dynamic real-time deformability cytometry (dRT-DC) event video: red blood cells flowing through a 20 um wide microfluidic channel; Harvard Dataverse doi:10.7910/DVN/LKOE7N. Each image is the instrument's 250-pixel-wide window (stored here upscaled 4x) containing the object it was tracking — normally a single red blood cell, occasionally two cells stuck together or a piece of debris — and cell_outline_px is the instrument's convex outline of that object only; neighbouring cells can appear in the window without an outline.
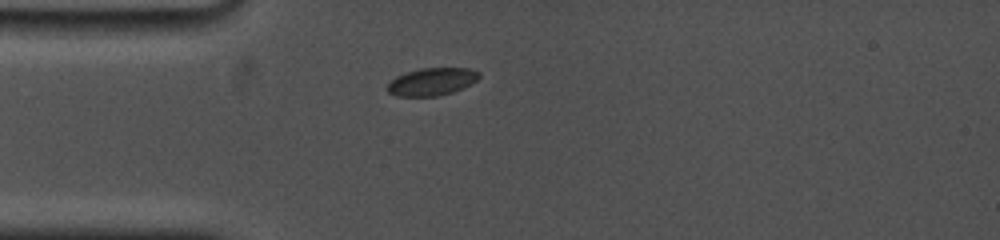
{"species": "common noctule bat (a hibernating species)", "species_latin": "Nyctalus noctula", "temperature_condition": "cold", "stored_images_in_passage": 46, "camera_frame_rate_fps": 5000, "um_per_image_px": 0.085, "animal": {"sex": "female", "body_mass_g": 19.0, "forearm_length_mm": 53.3}, "frame": {"image": 1, "passage_image": 1, "time_ms": 0.0, "image_size_px": [1000, 240], "cell_outline_px": [[480, 76], [476, 80], [452, 92], [436, 96], [396, 96], [388, 92], [388, 84], [396, 76], [420, 68], [468, 68], [480, 72]], "centroid_in_image_um": [36.69, 6.93], "position_along_channel_um": 48.3, "area_um2": 14.45}}
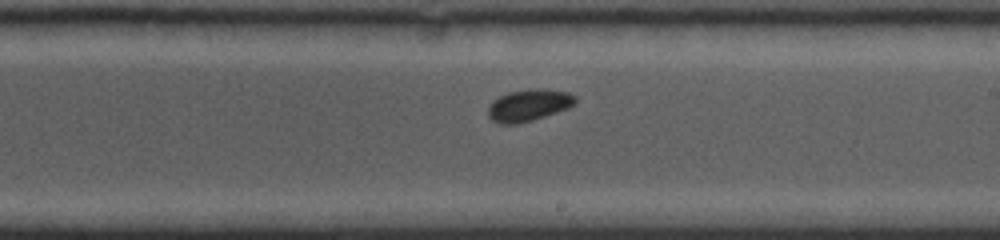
{"frame": {"image": 2, "passage_image": 20, "time_ms": 5.6, "image_size_px": [1000, 240], "cell_outline_px": [[576, 100], [568, 108], [532, 120], [516, 124], [500, 124], [492, 120], [488, 116], [488, 108], [492, 100], [508, 92], [536, 88], [544, 88], [568, 92], [576, 96]], "centroid_in_image_um": [44.92, 8.93], "position_along_channel_um": 244.1, "area_um2": 16.13}}
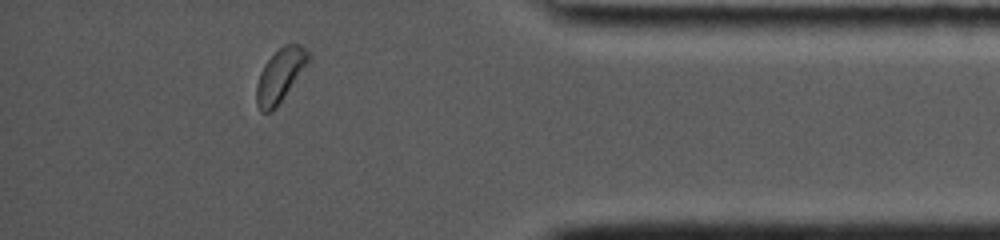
{"frame": {"image": 3, "passage_image": 40, "time_ms": 10.6, "image_size_px": [1000, 240], "cell_outline_px": [[312, 60], [276, 108], [272, 112], [260, 112], [256, 104], [256, 84], [260, 72], [264, 64], [284, 44], [300, 44], [308, 52]], "centroid_in_image_um": [23.83, 6.43], "position_along_channel_um": 411.4, "area_um2": 16.36}, "authors_computed_cell_mechanics": {"area_um2": 15.4904, "velocity_mm_per_s": 3.68, "shape_relaxation_time_tau1_ms": null, "shape_relaxation_time_tau2_ms": 3.0343, "deformation_change_tau1": null, "deformation_change_tau2": 0.0496}}